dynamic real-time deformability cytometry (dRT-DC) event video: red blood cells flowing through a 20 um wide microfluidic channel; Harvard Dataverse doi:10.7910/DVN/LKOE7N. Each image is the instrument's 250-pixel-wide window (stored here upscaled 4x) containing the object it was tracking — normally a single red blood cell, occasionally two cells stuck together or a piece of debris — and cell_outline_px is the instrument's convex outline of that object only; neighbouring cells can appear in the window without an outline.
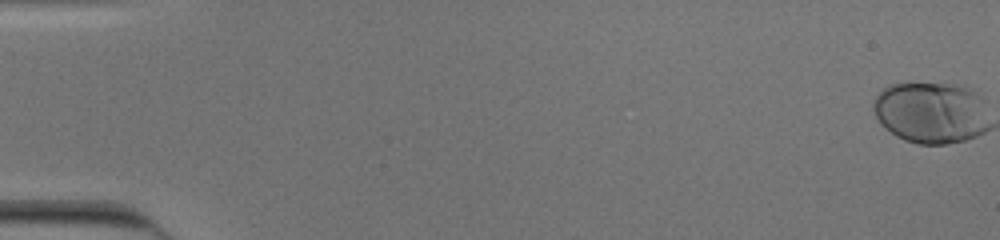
{"species": "human", "species_latin": "Homo sapiens", "temperature_condition": "cold", "stored_images_in_passage": 55, "camera_frame_rate_fps": 3000, "um_per_image_px": 0.085, "donor": {"sex": "male"}, "frame": {"image": 1, "passage_image": 1, "time_ms": 0.0, "image_size_px": [1000, 240], "cell_outline_px": [[968, 136], [960, 140], [940, 144], [924, 144], [908, 140], [892, 132], [880, 120], [876, 112], [876, 104], [880, 96], [884, 92], [900, 84], [932, 84], [948, 88]], "centroid_in_image_um": [78.31, 9.67], "position_along_channel_um": 6.7, "area_um2": 30.23}}
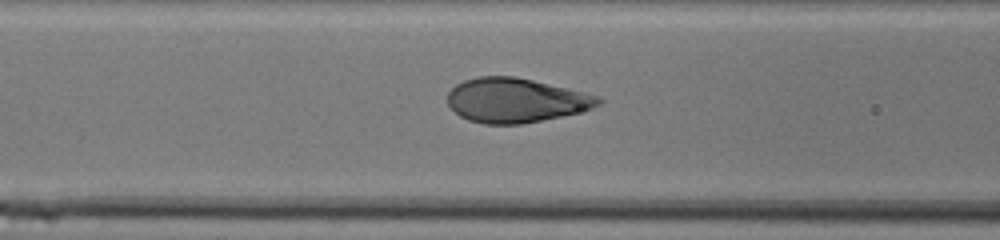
{"frame": {"image": 2, "passage_image": 24, "time_ms": 7.667, "image_size_px": [1000, 240], "cell_outline_px": [[596, 100], [592, 104], [576, 112], [536, 120], [512, 124], [492, 124], [472, 120], [456, 112], [448, 104], [448, 96], [460, 84], [468, 80], [484, 76], [508, 76], [528, 80], [572, 92]], "centroid_in_image_um": [43.59, 8.54], "position_along_channel_um": 123.0, "area_um2": 35.32}}
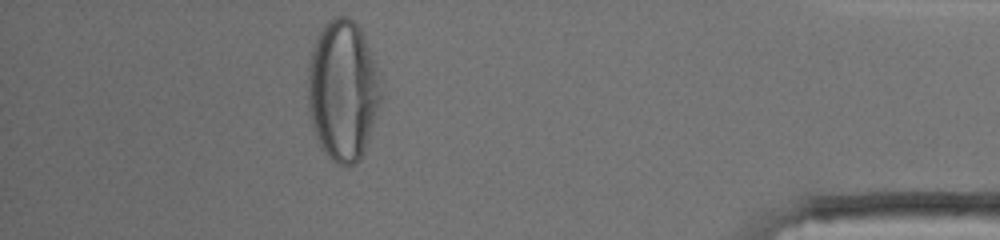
{"frame": {"image": 3, "passage_image": 49, "time_ms": 16.0, "image_size_px": [1000, 240], "cell_outline_px": [[368, 100], [364, 124], [360, 144], [356, 156], [352, 160], [336, 156], [324, 144], [320, 136], [316, 120], [312, 96], [312, 80], [316, 56], [320, 40], [324, 32], [336, 20], [344, 20], [352, 28], [356, 36], [360, 48], [364, 68]], "centroid_in_image_um": [28.9, 7.69], "position_along_channel_um": 406.3, "area_um2": 42.71}}